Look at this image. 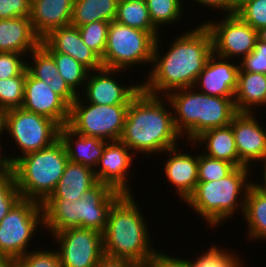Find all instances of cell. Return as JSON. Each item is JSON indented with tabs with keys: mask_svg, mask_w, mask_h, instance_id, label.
Masks as SVG:
<instances>
[{
	"mask_svg": "<svg viewBox=\"0 0 266 267\" xmlns=\"http://www.w3.org/2000/svg\"><path fill=\"white\" fill-rule=\"evenodd\" d=\"M161 41L159 35L154 45L153 68L147 75L146 82L141 84L142 90L151 95L166 96L171 91L193 87L213 53L210 30L202 23L199 27L176 36L163 55L159 49Z\"/></svg>",
	"mask_w": 266,
	"mask_h": 267,
	"instance_id": "obj_1",
	"label": "cell"
},
{
	"mask_svg": "<svg viewBox=\"0 0 266 267\" xmlns=\"http://www.w3.org/2000/svg\"><path fill=\"white\" fill-rule=\"evenodd\" d=\"M169 105L165 96L151 95L141 89L129 103L120 141L133 153L151 156L179 146L178 140L183 137L175 128L174 111L168 109Z\"/></svg>",
	"mask_w": 266,
	"mask_h": 267,
	"instance_id": "obj_2",
	"label": "cell"
},
{
	"mask_svg": "<svg viewBox=\"0 0 266 267\" xmlns=\"http://www.w3.org/2000/svg\"><path fill=\"white\" fill-rule=\"evenodd\" d=\"M133 195L122 194L111 206L103 233V250L105 255L115 258L149 261L160 250L150 244L149 224Z\"/></svg>",
	"mask_w": 266,
	"mask_h": 267,
	"instance_id": "obj_3",
	"label": "cell"
},
{
	"mask_svg": "<svg viewBox=\"0 0 266 267\" xmlns=\"http://www.w3.org/2000/svg\"><path fill=\"white\" fill-rule=\"evenodd\" d=\"M122 195L105 183L97 182L86 190L81 199H46L43 210V229L56 233L70 228H87L104 233L108 213L113 203Z\"/></svg>",
	"mask_w": 266,
	"mask_h": 267,
	"instance_id": "obj_4",
	"label": "cell"
},
{
	"mask_svg": "<svg viewBox=\"0 0 266 267\" xmlns=\"http://www.w3.org/2000/svg\"><path fill=\"white\" fill-rule=\"evenodd\" d=\"M165 97L175 111V128L188 143L208 129L230 125L238 113L234 98L210 96L194 87L171 91Z\"/></svg>",
	"mask_w": 266,
	"mask_h": 267,
	"instance_id": "obj_5",
	"label": "cell"
},
{
	"mask_svg": "<svg viewBox=\"0 0 266 267\" xmlns=\"http://www.w3.org/2000/svg\"><path fill=\"white\" fill-rule=\"evenodd\" d=\"M4 158L21 198L41 204L54 192L69 161L60 139L36 152L16 157L4 155Z\"/></svg>",
	"mask_w": 266,
	"mask_h": 267,
	"instance_id": "obj_6",
	"label": "cell"
},
{
	"mask_svg": "<svg viewBox=\"0 0 266 267\" xmlns=\"http://www.w3.org/2000/svg\"><path fill=\"white\" fill-rule=\"evenodd\" d=\"M250 170L249 167H236L225 178L198 182L185 203L205 219L211 228L219 226L229 217L232 218L239 209L243 216L246 194L253 183L251 180L248 181Z\"/></svg>",
	"mask_w": 266,
	"mask_h": 267,
	"instance_id": "obj_7",
	"label": "cell"
},
{
	"mask_svg": "<svg viewBox=\"0 0 266 267\" xmlns=\"http://www.w3.org/2000/svg\"><path fill=\"white\" fill-rule=\"evenodd\" d=\"M160 33L143 31L120 24L115 20L111 21L108 26L106 47L101 58L102 66L120 69L123 70L122 72L134 65L151 66L154 45Z\"/></svg>",
	"mask_w": 266,
	"mask_h": 267,
	"instance_id": "obj_8",
	"label": "cell"
},
{
	"mask_svg": "<svg viewBox=\"0 0 266 267\" xmlns=\"http://www.w3.org/2000/svg\"><path fill=\"white\" fill-rule=\"evenodd\" d=\"M82 97L78 95L70 106L67 126L80 135L120 140L129 104L98 105L86 103Z\"/></svg>",
	"mask_w": 266,
	"mask_h": 267,
	"instance_id": "obj_9",
	"label": "cell"
},
{
	"mask_svg": "<svg viewBox=\"0 0 266 267\" xmlns=\"http://www.w3.org/2000/svg\"><path fill=\"white\" fill-rule=\"evenodd\" d=\"M37 227H43L41 203L21 198L0 221V255L16 261L25 255Z\"/></svg>",
	"mask_w": 266,
	"mask_h": 267,
	"instance_id": "obj_10",
	"label": "cell"
},
{
	"mask_svg": "<svg viewBox=\"0 0 266 267\" xmlns=\"http://www.w3.org/2000/svg\"><path fill=\"white\" fill-rule=\"evenodd\" d=\"M60 126L52 119L22 107L6 111L5 131L18 146L21 156L51 146L59 139Z\"/></svg>",
	"mask_w": 266,
	"mask_h": 267,
	"instance_id": "obj_11",
	"label": "cell"
},
{
	"mask_svg": "<svg viewBox=\"0 0 266 267\" xmlns=\"http://www.w3.org/2000/svg\"><path fill=\"white\" fill-rule=\"evenodd\" d=\"M51 234L62 267H96L104 255L103 234L96 230L76 227Z\"/></svg>",
	"mask_w": 266,
	"mask_h": 267,
	"instance_id": "obj_12",
	"label": "cell"
},
{
	"mask_svg": "<svg viewBox=\"0 0 266 267\" xmlns=\"http://www.w3.org/2000/svg\"><path fill=\"white\" fill-rule=\"evenodd\" d=\"M208 21L204 25L211 32L213 52L216 55L232 61L237 56L243 59L255 48L257 31L236 13L224 15L220 22Z\"/></svg>",
	"mask_w": 266,
	"mask_h": 267,
	"instance_id": "obj_13",
	"label": "cell"
},
{
	"mask_svg": "<svg viewBox=\"0 0 266 267\" xmlns=\"http://www.w3.org/2000/svg\"><path fill=\"white\" fill-rule=\"evenodd\" d=\"M120 69H110L102 67L98 70L89 71L83 93L84 98L89 103L98 105L129 104L130 101L141 91L142 85L119 84V80L114 78V74L120 73ZM98 72V73H96ZM116 72V73H115ZM91 73V74H90ZM91 75V76H90ZM130 87H129V86ZM86 96V97H85Z\"/></svg>",
	"mask_w": 266,
	"mask_h": 267,
	"instance_id": "obj_14",
	"label": "cell"
},
{
	"mask_svg": "<svg viewBox=\"0 0 266 267\" xmlns=\"http://www.w3.org/2000/svg\"><path fill=\"white\" fill-rule=\"evenodd\" d=\"M254 114L238 112L230 124L240 158V167L249 166L250 169L252 162H263L266 159V129L262 128Z\"/></svg>",
	"mask_w": 266,
	"mask_h": 267,
	"instance_id": "obj_15",
	"label": "cell"
},
{
	"mask_svg": "<svg viewBox=\"0 0 266 267\" xmlns=\"http://www.w3.org/2000/svg\"><path fill=\"white\" fill-rule=\"evenodd\" d=\"M134 156L135 153L120 140L108 141L103 155L97 163L98 167L94 169L97 181L108 184L122 194H132L131 186L128 184V176Z\"/></svg>",
	"mask_w": 266,
	"mask_h": 267,
	"instance_id": "obj_16",
	"label": "cell"
},
{
	"mask_svg": "<svg viewBox=\"0 0 266 267\" xmlns=\"http://www.w3.org/2000/svg\"><path fill=\"white\" fill-rule=\"evenodd\" d=\"M229 60V58L218 56L213 52L193 87L210 96L234 98L238 86L240 65L233 61L231 63Z\"/></svg>",
	"mask_w": 266,
	"mask_h": 267,
	"instance_id": "obj_17",
	"label": "cell"
},
{
	"mask_svg": "<svg viewBox=\"0 0 266 267\" xmlns=\"http://www.w3.org/2000/svg\"><path fill=\"white\" fill-rule=\"evenodd\" d=\"M22 108L46 116L60 127L68 123L70 106L45 82L34 78L27 68Z\"/></svg>",
	"mask_w": 266,
	"mask_h": 267,
	"instance_id": "obj_18",
	"label": "cell"
},
{
	"mask_svg": "<svg viewBox=\"0 0 266 267\" xmlns=\"http://www.w3.org/2000/svg\"><path fill=\"white\" fill-rule=\"evenodd\" d=\"M47 52H58L71 56L89 71L102 68L101 58L84 42L78 27L68 25L52 30L41 40Z\"/></svg>",
	"mask_w": 266,
	"mask_h": 267,
	"instance_id": "obj_19",
	"label": "cell"
},
{
	"mask_svg": "<svg viewBox=\"0 0 266 267\" xmlns=\"http://www.w3.org/2000/svg\"><path fill=\"white\" fill-rule=\"evenodd\" d=\"M179 151L181 149L176 146L163 152L170 155L164 163V172L166 180L174 185L176 194L185 202L198 183V155L192 156V153Z\"/></svg>",
	"mask_w": 266,
	"mask_h": 267,
	"instance_id": "obj_20",
	"label": "cell"
},
{
	"mask_svg": "<svg viewBox=\"0 0 266 267\" xmlns=\"http://www.w3.org/2000/svg\"><path fill=\"white\" fill-rule=\"evenodd\" d=\"M74 0H31L30 20L42 40L52 30L70 25Z\"/></svg>",
	"mask_w": 266,
	"mask_h": 267,
	"instance_id": "obj_21",
	"label": "cell"
},
{
	"mask_svg": "<svg viewBox=\"0 0 266 267\" xmlns=\"http://www.w3.org/2000/svg\"><path fill=\"white\" fill-rule=\"evenodd\" d=\"M40 43L41 39L34 33L30 17L0 19V52L27 55Z\"/></svg>",
	"mask_w": 266,
	"mask_h": 267,
	"instance_id": "obj_22",
	"label": "cell"
},
{
	"mask_svg": "<svg viewBox=\"0 0 266 267\" xmlns=\"http://www.w3.org/2000/svg\"><path fill=\"white\" fill-rule=\"evenodd\" d=\"M59 139L63 143L70 162L79 163L92 169L97 167L108 141L80 135L67 125L60 127Z\"/></svg>",
	"mask_w": 266,
	"mask_h": 267,
	"instance_id": "obj_23",
	"label": "cell"
},
{
	"mask_svg": "<svg viewBox=\"0 0 266 267\" xmlns=\"http://www.w3.org/2000/svg\"><path fill=\"white\" fill-rule=\"evenodd\" d=\"M29 55V58L32 57V61L31 64L27 62V71L34 78L45 82L52 91L71 106L78 95L59 74L54 58L41 45L30 52Z\"/></svg>",
	"mask_w": 266,
	"mask_h": 267,
	"instance_id": "obj_24",
	"label": "cell"
},
{
	"mask_svg": "<svg viewBox=\"0 0 266 267\" xmlns=\"http://www.w3.org/2000/svg\"><path fill=\"white\" fill-rule=\"evenodd\" d=\"M94 169L68 161L54 192L47 199L75 201L97 183Z\"/></svg>",
	"mask_w": 266,
	"mask_h": 267,
	"instance_id": "obj_25",
	"label": "cell"
},
{
	"mask_svg": "<svg viewBox=\"0 0 266 267\" xmlns=\"http://www.w3.org/2000/svg\"><path fill=\"white\" fill-rule=\"evenodd\" d=\"M192 144H203L205 146L203 154L240 167V158L231 125L208 129L197 136Z\"/></svg>",
	"mask_w": 266,
	"mask_h": 267,
	"instance_id": "obj_26",
	"label": "cell"
},
{
	"mask_svg": "<svg viewBox=\"0 0 266 267\" xmlns=\"http://www.w3.org/2000/svg\"><path fill=\"white\" fill-rule=\"evenodd\" d=\"M234 102L237 112L256 113V107H265L266 74L239 71Z\"/></svg>",
	"mask_w": 266,
	"mask_h": 267,
	"instance_id": "obj_27",
	"label": "cell"
},
{
	"mask_svg": "<svg viewBox=\"0 0 266 267\" xmlns=\"http://www.w3.org/2000/svg\"><path fill=\"white\" fill-rule=\"evenodd\" d=\"M244 220L248 229V239H266V190L253 182L247 191L244 208Z\"/></svg>",
	"mask_w": 266,
	"mask_h": 267,
	"instance_id": "obj_28",
	"label": "cell"
},
{
	"mask_svg": "<svg viewBox=\"0 0 266 267\" xmlns=\"http://www.w3.org/2000/svg\"><path fill=\"white\" fill-rule=\"evenodd\" d=\"M119 0H74L70 25L80 27L96 21L116 18Z\"/></svg>",
	"mask_w": 266,
	"mask_h": 267,
	"instance_id": "obj_29",
	"label": "cell"
},
{
	"mask_svg": "<svg viewBox=\"0 0 266 267\" xmlns=\"http://www.w3.org/2000/svg\"><path fill=\"white\" fill-rule=\"evenodd\" d=\"M115 21L143 31H158L152 23L145 0H119Z\"/></svg>",
	"mask_w": 266,
	"mask_h": 267,
	"instance_id": "obj_30",
	"label": "cell"
},
{
	"mask_svg": "<svg viewBox=\"0 0 266 267\" xmlns=\"http://www.w3.org/2000/svg\"><path fill=\"white\" fill-rule=\"evenodd\" d=\"M48 53L54 58L59 74L65 79L69 87L79 95L78 89L81 88L82 90L84 87L89 70L69 55L58 52Z\"/></svg>",
	"mask_w": 266,
	"mask_h": 267,
	"instance_id": "obj_31",
	"label": "cell"
},
{
	"mask_svg": "<svg viewBox=\"0 0 266 267\" xmlns=\"http://www.w3.org/2000/svg\"><path fill=\"white\" fill-rule=\"evenodd\" d=\"M154 27L159 31L161 26L176 24L183 16V0H145ZM175 22V23H174ZM167 24V25H166Z\"/></svg>",
	"mask_w": 266,
	"mask_h": 267,
	"instance_id": "obj_32",
	"label": "cell"
},
{
	"mask_svg": "<svg viewBox=\"0 0 266 267\" xmlns=\"http://www.w3.org/2000/svg\"><path fill=\"white\" fill-rule=\"evenodd\" d=\"M237 256V257H236ZM188 267H243V263L238 255L228 249H220L216 245H211L208 250L196 259H185ZM245 267V265H244Z\"/></svg>",
	"mask_w": 266,
	"mask_h": 267,
	"instance_id": "obj_33",
	"label": "cell"
},
{
	"mask_svg": "<svg viewBox=\"0 0 266 267\" xmlns=\"http://www.w3.org/2000/svg\"><path fill=\"white\" fill-rule=\"evenodd\" d=\"M26 69L18 76L0 79V108L5 111L22 107Z\"/></svg>",
	"mask_w": 266,
	"mask_h": 267,
	"instance_id": "obj_34",
	"label": "cell"
},
{
	"mask_svg": "<svg viewBox=\"0 0 266 267\" xmlns=\"http://www.w3.org/2000/svg\"><path fill=\"white\" fill-rule=\"evenodd\" d=\"M236 167L225 160L198 154V182L219 180L229 175Z\"/></svg>",
	"mask_w": 266,
	"mask_h": 267,
	"instance_id": "obj_35",
	"label": "cell"
},
{
	"mask_svg": "<svg viewBox=\"0 0 266 267\" xmlns=\"http://www.w3.org/2000/svg\"><path fill=\"white\" fill-rule=\"evenodd\" d=\"M110 22L96 21L78 27L83 42L100 58L103 57Z\"/></svg>",
	"mask_w": 266,
	"mask_h": 267,
	"instance_id": "obj_36",
	"label": "cell"
},
{
	"mask_svg": "<svg viewBox=\"0 0 266 267\" xmlns=\"http://www.w3.org/2000/svg\"><path fill=\"white\" fill-rule=\"evenodd\" d=\"M20 199L21 195L17 189L15 177L8 168L0 173V221Z\"/></svg>",
	"mask_w": 266,
	"mask_h": 267,
	"instance_id": "obj_37",
	"label": "cell"
},
{
	"mask_svg": "<svg viewBox=\"0 0 266 267\" xmlns=\"http://www.w3.org/2000/svg\"><path fill=\"white\" fill-rule=\"evenodd\" d=\"M235 13L256 31L266 27V0H247Z\"/></svg>",
	"mask_w": 266,
	"mask_h": 267,
	"instance_id": "obj_38",
	"label": "cell"
},
{
	"mask_svg": "<svg viewBox=\"0 0 266 267\" xmlns=\"http://www.w3.org/2000/svg\"><path fill=\"white\" fill-rule=\"evenodd\" d=\"M16 264L19 267H62L58 252L55 250L28 251Z\"/></svg>",
	"mask_w": 266,
	"mask_h": 267,
	"instance_id": "obj_39",
	"label": "cell"
},
{
	"mask_svg": "<svg viewBox=\"0 0 266 267\" xmlns=\"http://www.w3.org/2000/svg\"><path fill=\"white\" fill-rule=\"evenodd\" d=\"M240 61L239 71L266 74V43L257 39L255 48Z\"/></svg>",
	"mask_w": 266,
	"mask_h": 267,
	"instance_id": "obj_40",
	"label": "cell"
},
{
	"mask_svg": "<svg viewBox=\"0 0 266 267\" xmlns=\"http://www.w3.org/2000/svg\"><path fill=\"white\" fill-rule=\"evenodd\" d=\"M26 55L15 52H0V79L20 75L27 68ZM26 61V62H25Z\"/></svg>",
	"mask_w": 266,
	"mask_h": 267,
	"instance_id": "obj_41",
	"label": "cell"
},
{
	"mask_svg": "<svg viewBox=\"0 0 266 267\" xmlns=\"http://www.w3.org/2000/svg\"><path fill=\"white\" fill-rule=\"evenodd\" d=\"M31 0H0V19L30 17Z\"/></svg>",
	"mask_w": 266,
	"mask_h": 267,
	"instance_id": "obj_42",
	"label": "cell"
},
{
	"mask_svg": "<svg viewBox=\"0 0 266 267\" xmlns=\"http://www.w3.org/2000/svg\"><path fill=\"white\" fill-rule=\"evenodd\" d=\"M155 267H188L185 258L172 257L159 251L155 255Z\"/></svg>",
	"mask_w": 266,
	"mask_h": 267,
	"instance_id": "obj_43",
	"label": "cell"
},
{
	"mask_svg": "<svg viewBox=\"0 0 266 267\" xmlns=\"http://www.w3.org/2000/svg\"><path fill=\"white\" fill-rule=\"evenodd\" d=\"M198 3L199 5L202 4V6H208L210 8L214 9H219L224 12L223 14H232L235 13V10L232 8L230 5L229 0H192V2Z\"/></svg>",
	"mask_w": 266,
	"mask_h": 267,
	"instance_id": "obj_44",
	"label": "cell"
},
{
	"mask_svg": "<svg viewBox=\"0 0 266 267\" xmlns=\"http://www.w3.org/2000/svg\"><path fill=\"white\" fill-rule=\"evenodd\" d=\"M134 263L126 258H115L104 254L96 267H132Z\"/></svg>",
	"mask_w": 266,
	"mask_h": 267,
	"instance_id": "obj_45",
	"label": "cell"
},
{
	"mask_svg": "<svg viewBox=\"0 0 266 267\" xmlns=\"http://www.w3.org/2000/svg\"><path fill=\"white\" fill-rule=\"evenodd\" d=\"M16 260L6 255H0V267H14Z\"/></svg>",
	"mask_w": 266,
	"mask_h": 267,
	"instance_id": "obj_46",
	"label": "cell"
},
{
	"mask_svg": "<svg viewBox=\"0 0 266 267\" xmlns=\"http://www.w3.org/2000/svg\"><path fill=\"white\" fill-rule=\"evenodd\" d=\"M132 267H155V256L149 261L135 262Z\"/></svg>",
	"mask_w": 266,
	"mask_h": 267,
	"instance_id": "obj_47",
	"label": "cell"
},
{
	"mask_svg": "<svg viewBox=\"0 0 266 267\" xmlns=\"http://www.w3.org/2000/svg\"><path fill=\"white\" fill-rule=\"evenodd\" d=\"M5 115L6 111L2 108H0V137H2L3 132H5Z\"/></svg>",
	"mask_w": 266,
	"mask_h": 267,
	"instance_id": "obj_48",
	"label": "cell"
},
{
	"mask_svg": "<svg viewBox=\"0 0 266 267\" xmlns=\"http://www.w3.org/2000/svg\"><path fill=\"white\" fill-rule=\"evenodd\" d=\"M1 138V137H0ZM1 143V142H0ZM3 146L0 144V153H2L3 149L2 148ZM2 150V151H1ZM6 169H8L7 165H6V161H5V158L2 157V155L0 154V173H2L3 171H5Z\"/></svg>",
	"mask_w": 266,
	"mask_h": 267,
	"instance_id": "obj_49",
	"label": "cell"
},
{
	"mask_svg": "<svg viewBox=\"0 0 266 267\" xmlns=\"http://www.w3.org/2000/svg\"><path fill=\"white\" fill-rule=\"evenodd\" d=\"M263 164L262 165H264L263 166V174H260V175H263V182H262V184H260V183H257L262 189H264V190H266V159L262 162Z\"/></svg>",
	"mask_w": 266,
	"mask_h": 267,
	"instance_id": "obj_50",
	"label": "cell"
},
{
	"mask_svg": "<svg viewBox=\"0 0 266 267\" xmlns=\"http://www.w3.org/2000/svg\"><path fill=\"white\" fill-rule=\"evenodd\" d=\"M257 37H258V40L266 43V27H263L257 30Z\"/></svg>",
	"mask_w": 266,
	"mask_h": 267,
	"instance_id": "obj_51",
	"label": "cell"
},
{
	"mask_svg": "<svg viewBox=\"0 0 266 267\" xmlns=\"http://www.w3.org/2000/svg\"><path fill=\"white\" fill-rule=\"evenodd\" d=\"M229 1L232 8L236 10L240 5H242L247 0H229Z\"/></svg>",
	"mask_w": 266,
	"mask_h": 267,
	"instance_id": "obj_52",
	"label": "cell"
}]
</instances>
